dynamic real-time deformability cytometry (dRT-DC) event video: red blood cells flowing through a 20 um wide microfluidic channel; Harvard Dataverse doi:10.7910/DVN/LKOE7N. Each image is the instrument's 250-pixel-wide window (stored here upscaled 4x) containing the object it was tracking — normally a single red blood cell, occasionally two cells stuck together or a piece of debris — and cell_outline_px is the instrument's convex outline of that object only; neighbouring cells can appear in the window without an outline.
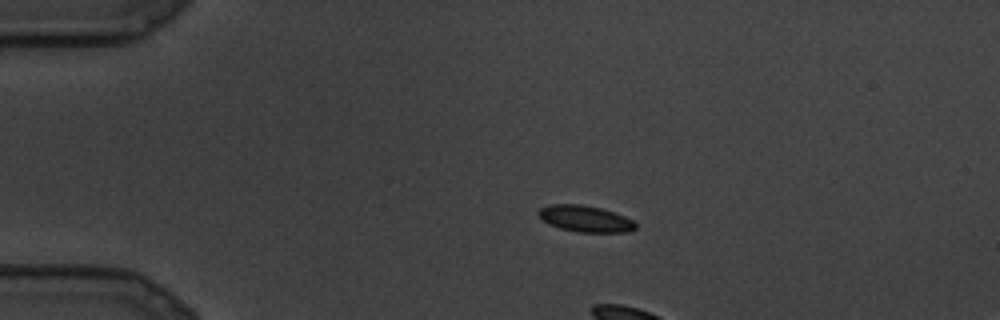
{"species": "common noctule bat (a hibernating species)", "species_latin": "Nyctalus noctula", "temperature_condition": "cold", "stored_images_in_passage": 6, "camera_frame_rate_fps": 3000, "um_per_image_px": 0.085, "animal": {"sex": "male", "body_mass_g": 19.5, "forearm_length_mm": 54.6}, "frame": {"image": 1, "passage_image": 4, "time_ms": 1.0, "image_size_px": [1000, 320], "cell_outline_px": [[636, 228], [628, 232], [576, 232], [560, 228], [548, 224], [536, 212], [540, 208], [548, 204], [580, 204], [600, 208], [624, 216], [632, 220], [636, 224]], "centroid_in_image_um": [49.72, 18.59], "position_along_channel_um": 35.3, "area_um2": 14.85}}